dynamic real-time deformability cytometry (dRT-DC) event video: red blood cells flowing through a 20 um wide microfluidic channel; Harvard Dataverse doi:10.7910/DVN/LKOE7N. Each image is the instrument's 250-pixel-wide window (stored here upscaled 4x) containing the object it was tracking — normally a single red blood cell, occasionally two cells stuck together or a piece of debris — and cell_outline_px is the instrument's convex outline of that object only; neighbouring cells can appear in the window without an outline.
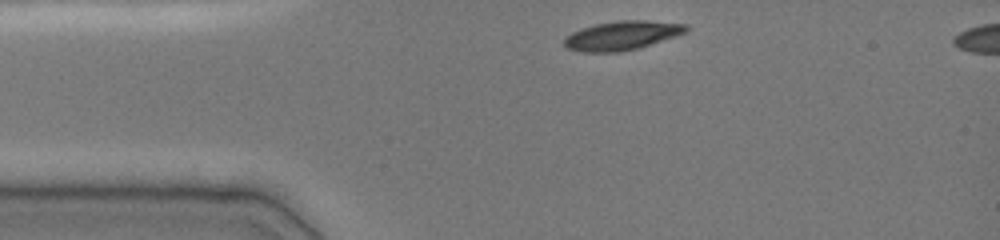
{"species": "common noctule bat (a hibernating species)", "species_latin": "Nyctalus noctula", "temperature_condition": "cold", "stored_images_in_passage": 5, "camera_frame_rate_fps": 3000, "um_per_image_px": 0.085, "animal": {"sex": "female", "body_mass_g": 19.0, "forearm_length_mm": 51.5}, "frame": {"image": 1, "passage_image": 1, "time_ms": 0.0, "image_size_px": [1000, 240], "cell_outline_px": [[692, 28], [688, 32], [676, 36], [636, 48], [620, 52], [580, 52], [568, 48], [564, 44], [564, 40], [572, 32], [580, 28], [596, 24], [620, 20], [648, 20], [688, 24]], "centroid_in_image_um": [52.92, 3.0], "position_along_channel_um": 32.1, "area_um2": 20.63}}